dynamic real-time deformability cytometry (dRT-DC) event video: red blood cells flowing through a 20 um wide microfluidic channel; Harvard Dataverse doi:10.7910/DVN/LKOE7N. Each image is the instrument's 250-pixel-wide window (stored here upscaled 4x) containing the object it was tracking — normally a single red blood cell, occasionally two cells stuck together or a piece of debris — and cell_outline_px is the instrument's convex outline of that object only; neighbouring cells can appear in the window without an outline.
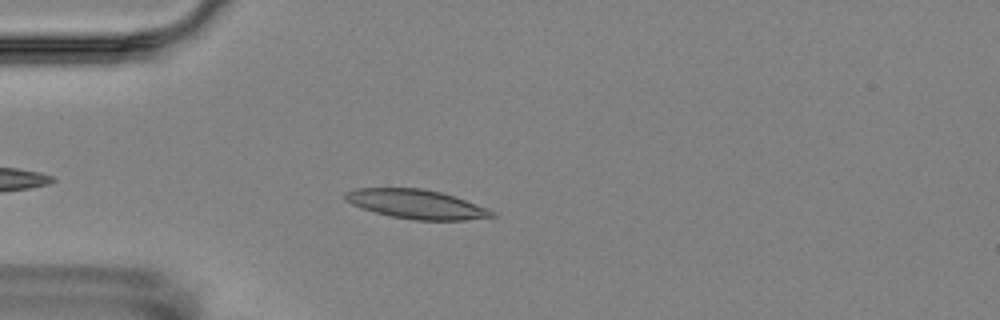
{"species": "Egyptian fruit bat (a non-hibernating species)", "species_latin": "Rousettus aegyptiacus", "temperature_condition": "room temperature", "stored_images_in_passage": 5, "camera_frame_rate_fps": 3000, "um_per_image_px": 0.085, "animal": {"sex": "female"}, "frame": {"image": 1, "passage_image": 5, "time_ms": 4.667, "image_size_px": [1000, 320], "cell_outline_px": [[496, 216], [464, 220], [416, 220], [392, 216], [360, 208], [344, 200], [344, 192], [356, 188], [420, 188], [440, 192], [488, 208], [496, 212]], "centroid_in_image_um": [35.36, 17.35], "position_along_channel_um": 49.6, "area_um2": 24.74}}